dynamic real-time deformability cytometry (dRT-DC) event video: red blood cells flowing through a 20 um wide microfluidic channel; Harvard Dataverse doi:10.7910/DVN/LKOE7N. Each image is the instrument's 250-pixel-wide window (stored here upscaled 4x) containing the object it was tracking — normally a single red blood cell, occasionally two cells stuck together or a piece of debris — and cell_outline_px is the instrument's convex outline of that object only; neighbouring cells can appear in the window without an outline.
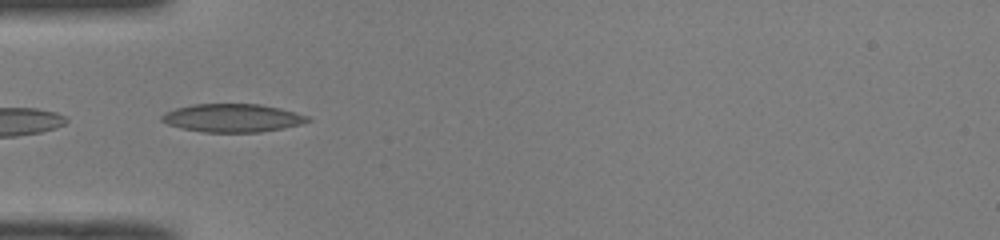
{"species": "common noctule bat (a hibernating species)", "species_latin": "Nyctalus noctula", "temperature_condition": "room temperature", "stored_images_in_passage": 34, "camera_frame_rate_fps": 3000, "um_per_image_px": 0.085, "animal": {"sex": "male", "body_mass_g": 19.0, "forearm_length_mm": 50.8}, "frame": {"image": 1, "passage_image": 1, "time_ms": 0.0, "image_size_px": [1000, 240], "cell_outline_px": [[312, 120], [300, 124], [284, 128], [260, 132], [204, 132], [180, 128], [168, 124], [160, 120], [160, 116], [164, 112], [176, 108], [192, 104], [260, 104], [280, 108], [296, 112], [308, 116]], "centroid_in_image_um": [19.74, 10.02], "position_along_channel_um": 65.3, "area_um2": 24.1}}
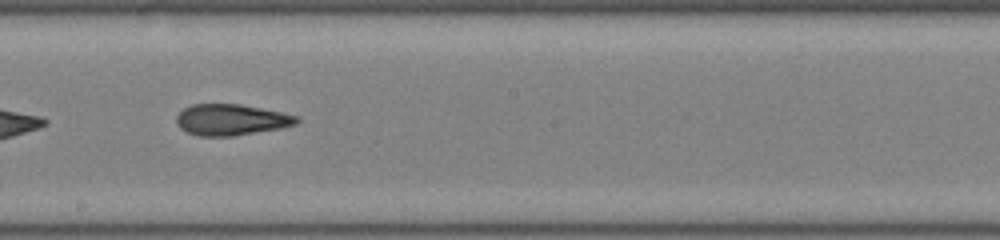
{"frame": {"image": 2, "passage_image": 13, "time_ms": 4.0, "image_size_px": [1000, 240], "cell_outline_px": [[300, 120], [296, 124], [280, 128], [232, 136], [200, 136], [188, 132], [180, 128], [176, 124], [176, 116], [184, 108], [192, 104], [240, 104], [280, 112], [296, 116]], "centroid_in_image_um": [19.61, 10.18], "position_along_channel_um": 228.6, "area_um2": 21.62}}
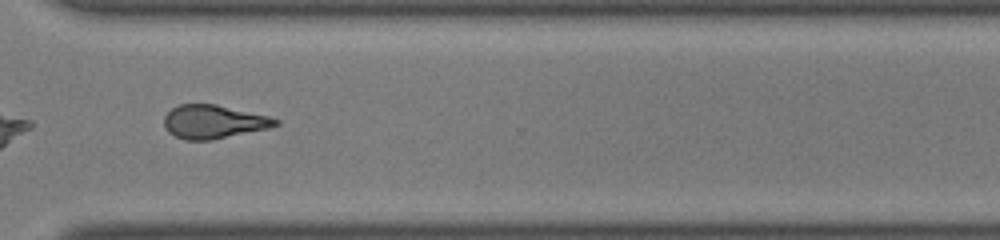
{"frame": {"image": 3, "passage_image": 22, "time_ms": 7.0, "image_size_px": [1000, 240], "cell_outline_px": [[280, 124], [268, 128], [212, 140], [184, 140], [168, 132], [164, 124], [164, 116], [172, 108], [180, 104], [216, 104], [268, 116], [280, 120]], "centroid_in_image_um": [18.14, 10.35], "position_along_channel_um": 352.5, "area_um2": 21.68}, "authors_computed_cell_mechanics": {"area_um2": 22.3397, "velocity_mm_per_s": 4.1071, "shape_relaxation_time_tau1_ms": null, "shape_relaxation_time_tau2_ms": 3.3582, "deformation_change_tau1": null, "deformation_change_tau2": 0.1211}}